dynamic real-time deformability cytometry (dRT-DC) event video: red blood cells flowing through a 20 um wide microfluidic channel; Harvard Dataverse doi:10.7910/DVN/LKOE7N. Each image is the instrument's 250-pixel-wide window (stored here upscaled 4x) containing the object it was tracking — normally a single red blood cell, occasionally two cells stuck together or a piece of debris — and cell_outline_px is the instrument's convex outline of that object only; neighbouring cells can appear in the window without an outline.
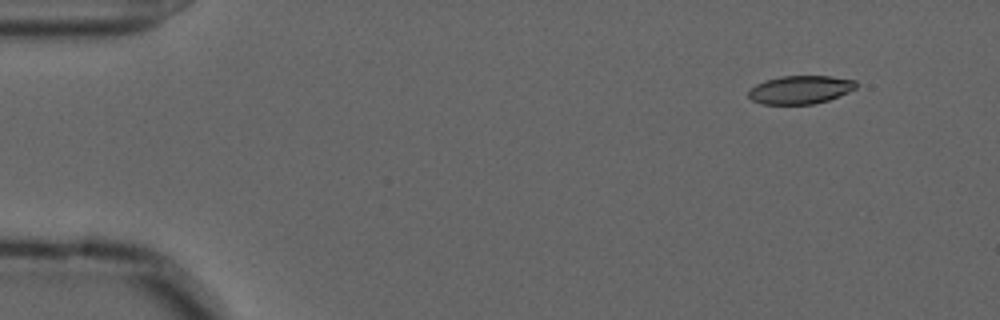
{"species": "common noctule bat (a hibernating species)", "species_latin": "Nyctalus noctula", "temperature_condition": "cold", "stored_images_in_passage": 18, "camera_frame_rate_fps": 3000, "um_per_image_px": 0.085, "animal": {"sex": "male", "forearm_length_mm": 52.5}, "frame": {"image": 1, "passage_image": 1, "time_ms": 0.0, "image_size_px": [1000, 320], "cell_outline_px": [[856, 88], [848, 92], [828, 100], [812, 104], [760, 104], [752, 100], [748, 96], [748, 92], [756, 84], [764, 80], [780, 76], [832, 76], [856, 80]], "centroid_in_image_um": [68.01, 7.62], "position_along_channel_um": 17.0, "area_um2": 17.74}}
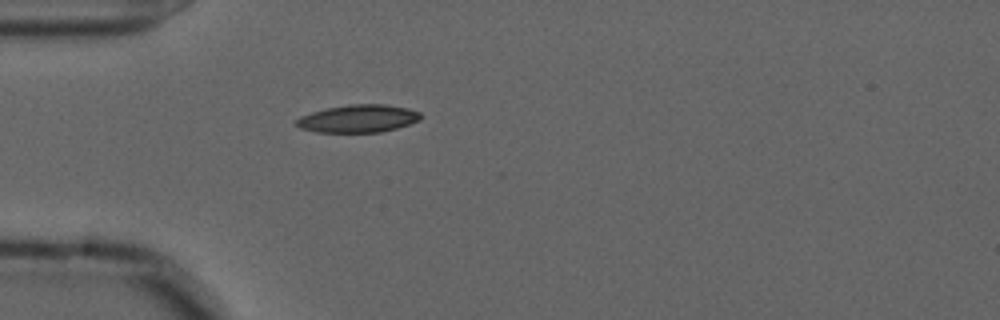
{"frame": {"image": 2, "passage_image": 12, "time_ms": 3.667, "image_size_px": [1000, 320], "cell_outline_px": [[424, 116], [420, 120], [396, 128], [380, 132], [316, 132], [300, 128], [296, 124], [296, 120], [300, 116], [312, 112], [328, 108], [348, 104], [384, 104], [408, 108], [420, 112]], "centroid_in_image_um": [30.47, 10.07], "position_along_channel_um": 54.5, "area_um2": 20.06}}
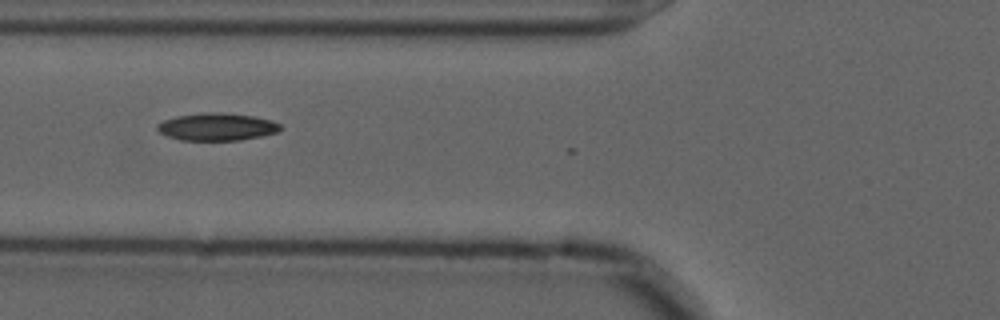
{"frame": {"image": 3, "passage_image": 17, "time_ms": 5.333, "image_size_px": [1000, 320], "cell_outline_px": [[280, 128], [276, 132], [260, 136], [240, 140], [180, 140], [168, 136], [160, 132], [156, 128], [156, 124], [164, 120], [176, 116], [204, 112], [220, 112], [252, 116], [272, 120], [280, 124]], "centroid_in_image_um": [18.4, 10.77], "position_along_channel_um": 107.4, "area_um2": 19.59}}